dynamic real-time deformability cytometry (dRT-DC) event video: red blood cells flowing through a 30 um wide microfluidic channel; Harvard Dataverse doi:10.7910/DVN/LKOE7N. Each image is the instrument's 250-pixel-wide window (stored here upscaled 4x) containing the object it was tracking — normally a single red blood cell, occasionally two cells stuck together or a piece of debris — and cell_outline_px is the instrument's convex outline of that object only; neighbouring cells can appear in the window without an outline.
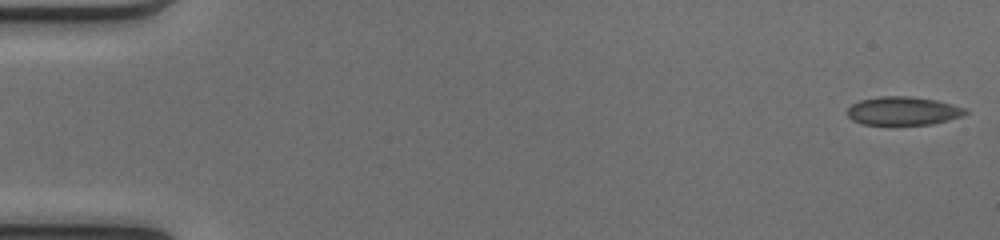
{"species": "common noctule bat (a hibernating species)", "species_latin": "Nyctalus noctula", "temperature_condition": "cold", "stored_images_in_passage": 50, "camera_frame_rate_fps": 3000, "um_per_image_px": 0.085, "animal": {"sex": "female", "body_mass_g": 17.0, "forearm_length_mm": 48.0}, "frame": {"image": 1, "passage_image": 1, "time_ms": 0.0, "image_size_px": [1000, 240], "cell_outline_px": [[968, 112], [964, 116], [932, 124], [864, 124], [852, 120], [848, 116], [848, 108], [852, 104], [860, 100], [880, 96], [908, 96], [936, 100], [968, 108]], "centroid_in_image_um": [76.8, 9.42], "position_along_channel_um": 8.2, "area_um2": 19.54}}
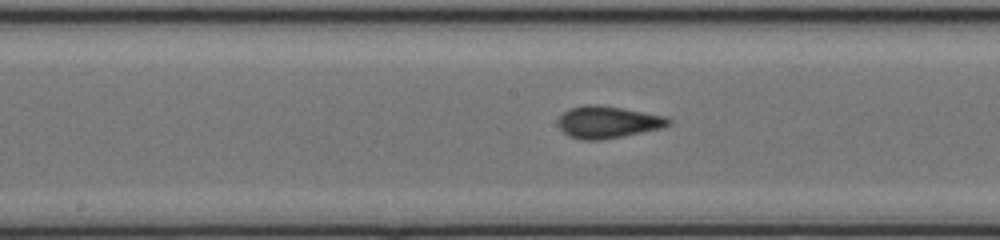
{"frame": {"image": 2, "passage_image": 26, "time_ms": 8.333, "image_size_px": [1000, 240], "cell_outline_px": [[672, 124], [664, 128], [624, 136], [600, 140], [584, 140], [568, 136], [560, 128], [556, 120], [568, 108], [584, 104], [596, 104], [620, 108], [664, 116], [672, 120]], "centroid_in_image_um": [51.65, 10.38], "position_along_channel_um": 196.5, "area_um2": 20.75}}
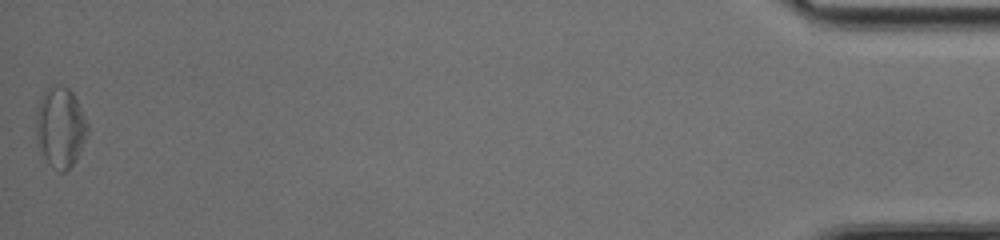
{"frame": {"image": 3, "passage_image": 50, "time_ms": 16.333, "image_size_px": [1000, 240], "cell_outline_px": [[88, 132], [76, 160], [64, 172], [60, 172], [44, 156], [36, 140], [36, 112], [40, 100], [44, 92], [52, 84], [60, 84], [68, 88], [72, 92], [88, 124]], "centroid_in_image_um": [5.12, 10.78], "position_along_channel_um": 430.1, "area_um2": 23.7}, "authors_computed_cell_mechanics": {"area_um2": 19.9121, "velocity_mm_per_s": 4.1357, "shape_relaxation_time_tau1_ms": null, "shape_relaxation_time_tau2_ms": 1.4661, "deformation_change_tau1": null, "deformation_change_tau2": 0.0558}}